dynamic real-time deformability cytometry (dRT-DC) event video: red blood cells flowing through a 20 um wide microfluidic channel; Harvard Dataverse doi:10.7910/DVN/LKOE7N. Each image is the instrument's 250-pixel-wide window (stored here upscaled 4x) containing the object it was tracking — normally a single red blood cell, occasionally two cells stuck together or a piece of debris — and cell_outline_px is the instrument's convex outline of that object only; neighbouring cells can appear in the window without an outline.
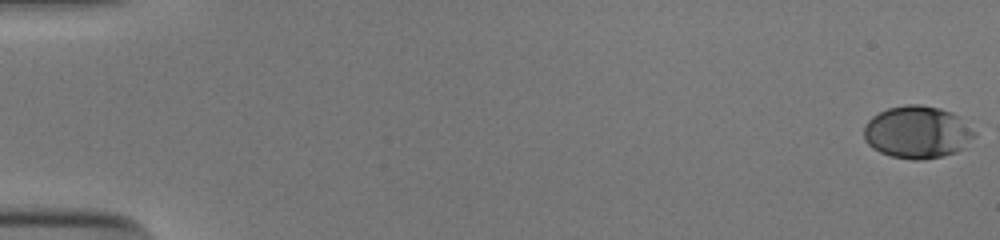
{"species": "human", "species_latin": "Homo sapiens", "temperature_condition": "cold", "stored_images_in_passage": 54, "camera_frame_rate_fps": 3000, "um_per_image_px": 0.085, "donor": {"sex": "male"}, "frame": {"image": 1, "passage_image": 1, "time_ms": 0.0, "image_size_px": [1000, 240], "cell_outline_px": [[976, 136], [964, 148], [956, 152], [940, 156], [920, 160], [916, 160], [892, 156], [880, 152], [872, 148], [868, 144], [864, 136], [864, 124], [872, 116], [888, 108], [904, 104], [920, 104], [940, 108], [952, 112], [960, 116], [976, 132]], "centroid_in_image_um": [77.99, 11.22], "position_along_channel_um": 7.0, "area_um2": 33.99}}
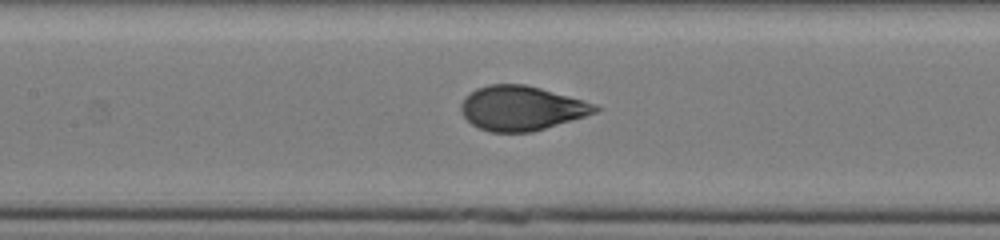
{"frame": {"image": 2, "passage_image": 27, "time_ms": 8.667, "image_size_px": [1000, 240], "cell_outline_px": [[600, 108], [596, 112], [584, 116], [532, 132], [488, 132], [472, 124], [460, 112], [460, 104], [464, 96], [476, 88], [488, 84], [524, 84], [540, 88], [596, 104]], "centroid_in_image_um": [44.26, 9.19], "position_along_channel_um": 163.1, "area_um2": 34.62}}
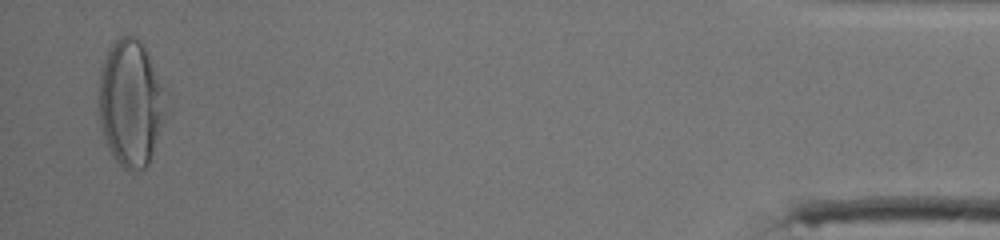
{"frame": {"image": 3, "passage_image": 53, "time_ms": 17.333, "image_size_px": [1000, 240], "cell_outline_px": [[168, 92], [164, 120], [148, 164], [144, 168], [132, 176], [116, 160], [104, 136], [100, 120], [100, 68], [112, 44], [120, 36], [132, 36], [140, 40]], "centroid_in_image_um": [11.15, 8.78], "position_along_channel_um": 424.0, "area_um2": 49.3}, "authors_computed_cell_mechanics": {"area_um2": 35.1713, "velocity_mm_per_s": 3.8863, "shape_relaxation_time_tau1_ms": 3.8966, "shape_relaxation_time_tau2_ms": null, "deformation_change_tau1": 0.2019, "deformation_change_tau2": null}}